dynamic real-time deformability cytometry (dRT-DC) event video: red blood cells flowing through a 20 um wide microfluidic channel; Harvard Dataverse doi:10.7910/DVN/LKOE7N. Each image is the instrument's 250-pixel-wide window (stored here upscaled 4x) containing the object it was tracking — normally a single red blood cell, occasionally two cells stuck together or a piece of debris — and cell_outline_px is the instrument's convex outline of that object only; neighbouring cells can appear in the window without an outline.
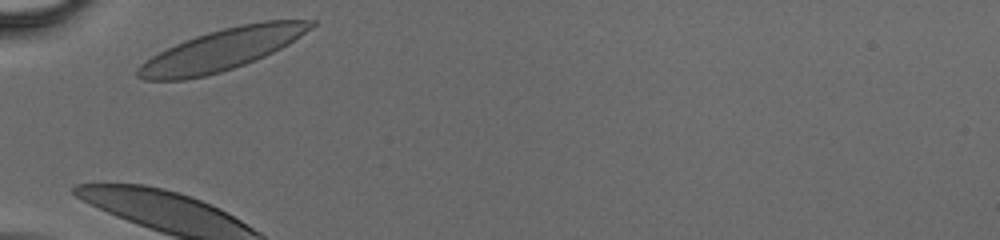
{"species": "human", "species_latin": "Homo sapiens", "temperature_condition": "cold", "stored_images_in_passage": 25, "camera_frame_rate_fps": 3000, "um_per_image_px": 0.085, "donor": {"sex": "male"}, "frame": {"image": 1, "passage_image": 1, "time_ms": 0.0, "image_size_px": [1000, 240], "cell_outline_px": [[316, 24], [300, 36], [288, 44], [256, 60], [220, 72], [204, 76], [184, 80], [144, 80], [136, 76], [136, 68], [140, 64], [152, 56], [184, 40], [208, 32], [240, 24], [264, 20], [316, 20]], "centroid_in_image_um": [18.84, 4.22], "position_along_channel_um": 66.2, "area_um2": 41.33}}